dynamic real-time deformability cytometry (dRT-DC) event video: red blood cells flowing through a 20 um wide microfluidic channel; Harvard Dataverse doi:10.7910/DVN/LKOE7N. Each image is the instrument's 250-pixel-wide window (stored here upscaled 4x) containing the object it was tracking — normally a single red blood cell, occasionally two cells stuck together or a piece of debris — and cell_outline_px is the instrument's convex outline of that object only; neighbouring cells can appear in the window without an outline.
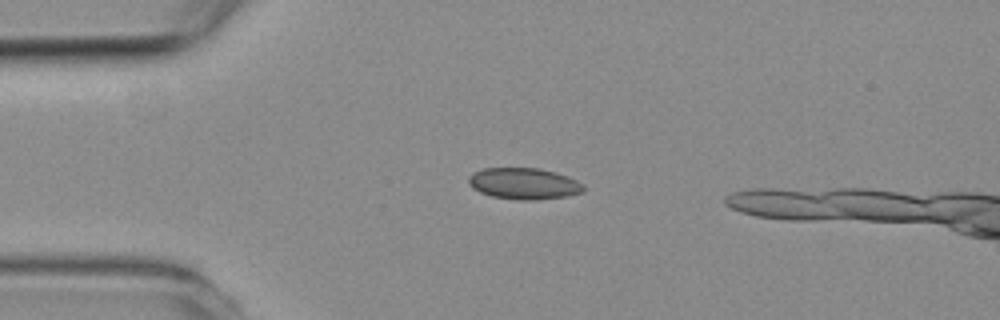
{"species": "common noctule bat (a hibernating species)", "species_latin": "Nyctalus noctula", "temperature_condition": "room temperature", "stored_images_in_passage": 3, "camera_frame_rate_fps": 3000, "um_per_image_px": 0.085, "animal": {"sex": "female", "body_mass_g": 19.3, "forearm_length_mm": 54.1}, "frame": {"image": 1, "passage_image": 1, "time_ms": 0.0, "image_size_px": [1000, 320], "cell_outline_px": [[584, 192], [568, 196], [536, 200], [520, 200], [492, 196], [480, 192], [472, 188], [468, 184], [468, 176], [472, 172], [484, 168], [540, 168], [556, 172], [568, 176], [584, 184]], "centroid_in_image_um": [44.53, 15.6], "position_along_channel_um": 40.5, "area_um2": 21.27}}
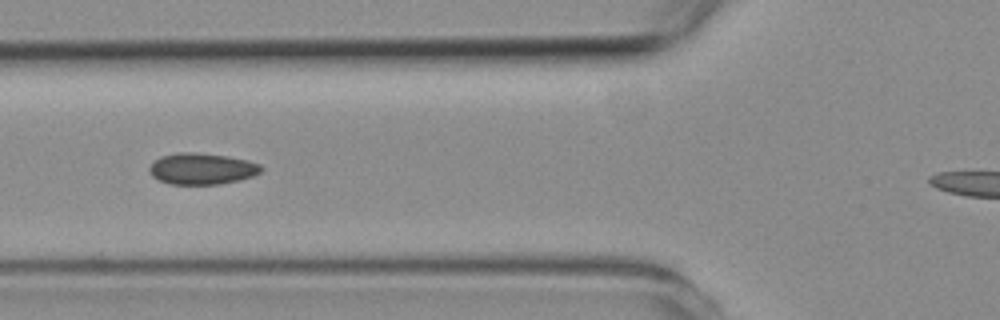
{"frame": {"image": 2, "passage_image": 3, "time_ms": 2.333, "image_size_px": [1000, 320], "cell_outline_px": [[264, 168], [260, 172], [252, 176], [240, 180], [220, 184], [172, 184], [160, 180], [152, 176], [148, 168], [160, 156], [176, 152], [192, 152], [228, 156], [248, 160], [260, 164]], "centroid_in_image_um": [17.18, 14.33], "position_along_channel_um": 108.6, "area_um2": 20.4}}